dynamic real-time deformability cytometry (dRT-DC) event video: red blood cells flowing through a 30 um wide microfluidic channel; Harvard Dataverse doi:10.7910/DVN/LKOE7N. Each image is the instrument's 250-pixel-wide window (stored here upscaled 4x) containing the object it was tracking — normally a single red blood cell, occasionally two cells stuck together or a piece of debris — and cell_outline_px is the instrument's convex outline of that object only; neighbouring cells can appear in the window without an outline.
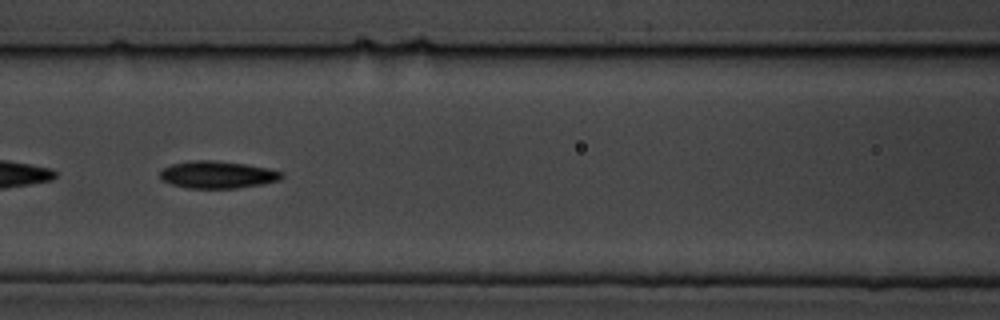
{"species": "common noctule bat (a hibernating species)", "species_latin": "Nyctalus noctula", "temperature_condition": "cold", "stored_images_in_passage": 49, "camera_frame_rate_fps": 3000, "um_per_image_px": 0.085, "animal": {"sex": "male", "body_mass_g": 19.5, "forearm_length_mm": 54.6}, "frame": {"image": 1, "passage_image": 16, "time_ms": 5.0, "image_size_px": [1000, 320], "cell_outline_px": [[284, 176], [280, 180], [264, 184], [236, 188], [188, 188], [172, 184], [160, 180], [160, 172], [164, 168], [172, 164], [192, 160], [216, 160], [244, 164], [268, 168], [284, 172]], "centroid_in_image_um": [18.51, 14.85], "position_along_channel_um": 148.1, "area_um2": 19.42}}
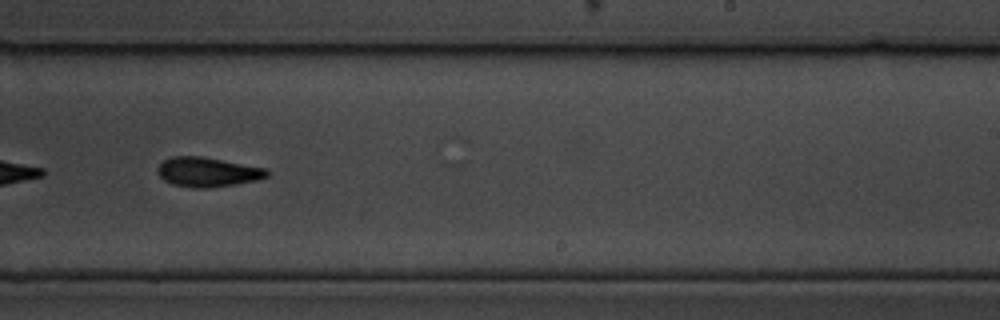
{"frame": {"image": 2, "passage_image": 27, "time_ms": 8.667, "image_size_px": [1000, 320], "cell_outline_px": [[268, 176], [256, 180], [236, 184], [208, 188], [192, 188], [172, 184], [164, 180], [156, 172], [156, 168], [164, 160], [172, 156], [200, 156], [268, 168]], "centroid_in_image_um": [17.63, 14.62], "position_along_channel_um": 271.4, "area_um2": 18.9}}
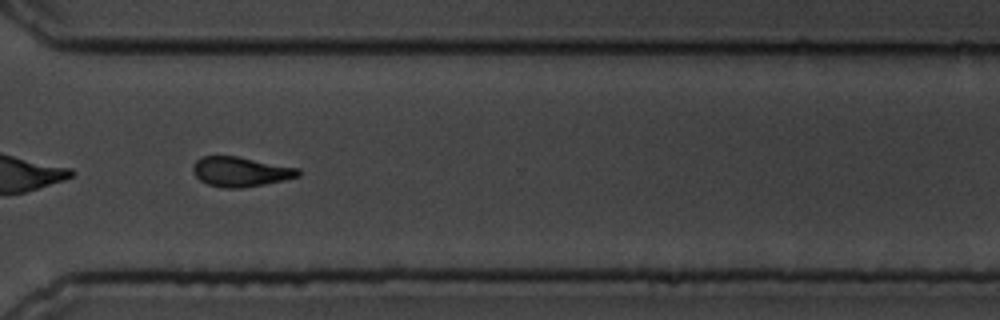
{"frame": {"image": 3, "passage_image": 34, "time_ms": 11.0, "image_size_px": [1000, 320], "cell_outline_px": [[300, 176], [284, 180], [264, 184], [240, 188], [224, 188], [208, 184], [200, 180], [196, 176], [192, 168], [192, 164], [196, 160], [204, 156], [236, 156], [300, 168]], "centroid_in_image_um": [20.45, 14.59], "position_along_channel_um": 350.1, "area_um2": 18.21}, "authors_computed_cell_mechanics": {"area_um2": 18.7272, "velocity_mm_per_s": 3.3744, "shape_relaxation_time_tau1_ms": 2.6956, "shape_relaxation_time_tau2_ms": 7.3541, "deformation_change_tau1": 0.1187, "deformation_change_tau2": 0.1356}}